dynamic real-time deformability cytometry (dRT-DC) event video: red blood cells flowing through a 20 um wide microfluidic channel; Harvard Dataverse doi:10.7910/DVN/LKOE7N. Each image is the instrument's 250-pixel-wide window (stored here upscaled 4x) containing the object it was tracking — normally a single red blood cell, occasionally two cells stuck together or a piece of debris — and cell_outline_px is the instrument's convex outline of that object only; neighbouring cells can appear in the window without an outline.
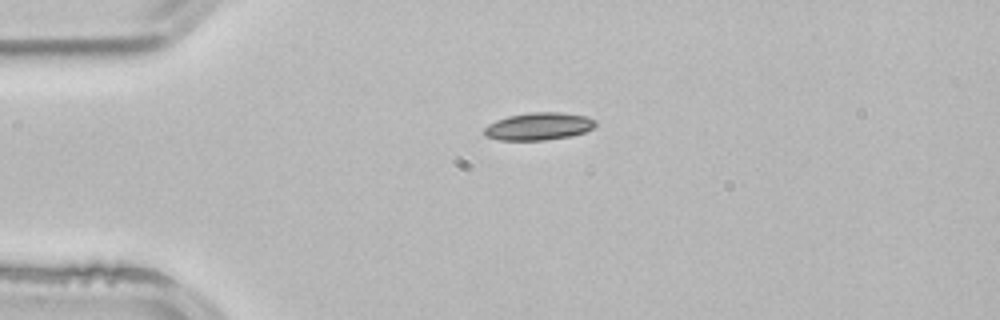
{"species": "common noctule bat (a hibernating species)", "species_latin": "Nyctalus noctula", "temperature_condition": "room temperature", "stored_images_in_passage": 41, "camera_frame_rate_fps": 3000, "um_per_image_px": 0.085, "animal": {"sex": "male", "body_mass_g": 21.5, "forearm_length_mm": 52.0}, "frame": {"image": 1, "passage_image": 1, "time_ms": 0.0, "image_size_px": [1000, 320], "cell_outline_px": [[596, 124], [592, 128], [584, 132], [572, 136], [544, 140], [500, 140], [484, 136], [484, 128], [488, 124], [496, 120], [508, 116], [528, 112], [564, 112], [588, 116], [596, 120]], "centroid_in_image_um": [45.8, 10.73], "position_along_channel_um": 39.2, "area_um2": 18.03}}
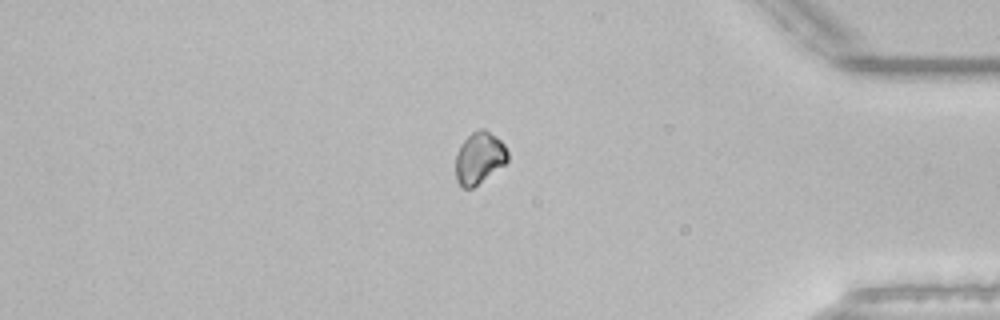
{"frame": {"image": 2, "passage_image": 33, "time_ms": 10.667, "image_size_px": [1000, 320], "cell_outline_px": [[508, 160], [504, 164], [472, 188], [460, 188], [456, 180], [456, 152], [460, 144], [472, 132], [480, 128], [484, 128], [496, 136], [504, 144], [508, 152]], "centroid_in_image_um": [40.72, 13.41], "position_along_channel_um": 394.5, "area_um2": 15.72}}
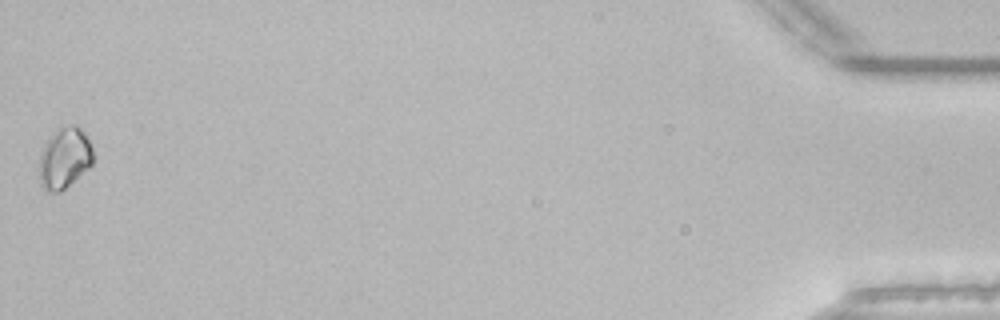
{"frame": {"image": 3, "passage_image": 41, "time_ms": 13.333, "image_size_px": [1000, 320], "cell_outline_px": [[96, 156], [92, 164], [88, 168], [60, 192], [48, 192], [40, 184], [40, 156], [44, 144], [60, 128], [72, 124], [76, 124], [84, 132]], "centroid_in_image_um": [5.51, 13.44], "position_along_channel_um": 429.7, "area_um2": 18.9}, "authors_computed_cell_mechanics": {"area_um2": 17.051, "velocity_mm_per_s": 3.8818, "shape_relaxation_time_tau1_ms": 4.1541, "shape_relaxation_time_tau2_ms": null, "deformation_change_tau1": 0.0989, "deformation_change_tau2": null}}